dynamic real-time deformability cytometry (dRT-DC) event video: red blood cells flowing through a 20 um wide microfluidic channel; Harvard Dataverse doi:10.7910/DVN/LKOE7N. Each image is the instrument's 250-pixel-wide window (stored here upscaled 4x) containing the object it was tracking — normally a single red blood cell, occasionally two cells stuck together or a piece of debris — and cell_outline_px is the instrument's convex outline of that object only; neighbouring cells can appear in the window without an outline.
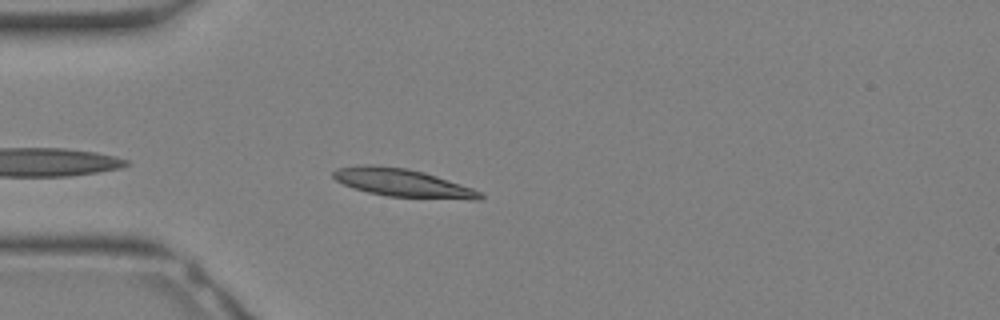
{"species": "Egyptian fruit bat (a non-hibernating species)", "species_latin": "Rousettus aegyptiacus", "temperature_condition": "warm", "stored_images_in_passage": 6, "camera_frame_rate_fps": 3000, "um_per_image_px": 0.085, "animal": {"sex": "female"}, "frame": {"image": 1, "passage_image": 3, "time_ms": 0.667, "image_size_px": [1000, 320], "cell_outline_px": [[484, 196], [480, 200], [472, 200], [388, 196], [368, 192], [352, 188], [336, 180], [332, 176], [332, 172], [336, 168], [372, 164], [408, 168], [424, 172], [484, 192]], "centroid_in_image_um": [34.25, 15.55], "position_along_channel_um": 50.8, "area_um2": 24.04}}
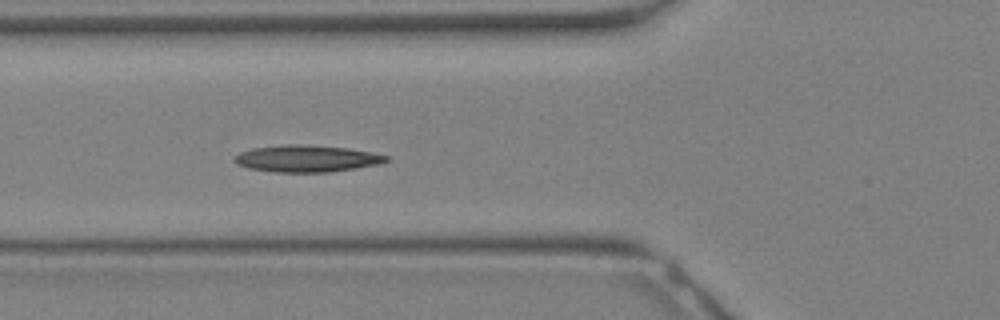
{"frame": {"image": 2, "passage_image": 6, "time_ms": 1.667, "image_size_px": [1000, 320], "cell_outline_px": [[388, 160], [380, 164], [356, 168], [328, 172], [276, 172], [248, 168], [236, 164], [232, 160], [240, 152], [252, 148], [284, 144], [300, 144], [348, 148], [372, 152], [388, 156]], "centroid_in_image_um": [26.05, 13.47], "position_along_channel_um": 99.7, "area_um2": 23.76}}